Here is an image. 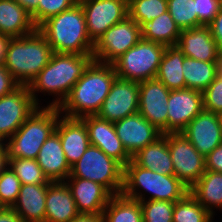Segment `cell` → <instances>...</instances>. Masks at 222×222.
Segmentation results:
<instances>
[{"instance_id": "6da1fadb", "label": "cell", "mask_w": 222, "mask_h": 222, "mask_svg": "<svg viewBox=\"0 0 222 222\" xmlns=\"http://www.w3.org/2000/svg\"><path fill=\"white\" fill-rule=\"evenodd\" d=\"M116 76L112 64L93 60L59 106L60 114L68 118L97 115Z\"/></svg>"}, {"instance_id": "7a4b0ae2", "label": "cell", "mask_w": 222, "mask_h": 222, "mask_svg": "<svg viewBox=\"0 0 222 222\" xmlns=\"http://www.w3.org/2000/svg\"><path fill=\"white\" fill-rule=\"evenodd\" d=\"M93 60L92 55L53 52L48 64L28 85L34 102L40 106L36 93H48L57 98L47 106L59 107Z\"/></svg>"}, {"instance_id": "3957f363", "label": "cell", "mask_w": 222, "mask_h": 222, "mask_svg": "<svg viewBox=\"0 0 222 222\" xmlns=\"http://www.w3.org/2000/svg\"><path fill=\"white\" fill-rule=\"evenodd\" d=\"M37 30L47 39L53 52L93 54L94 42L88 36L84 10L79 2L44 21Z\"/></svg>"}, {"instance_id": "277c9868", "label": "cell", "mask_w": 222, "mask_h": 222, "mask_svg": "<svg viewBox=\"0 0 222 222\" xmlns=\"http://www.w3.org/2000/svg\"><path fill=\"white\" fill-rule=\"evenodd\" d=\"M53 50L38 31L9 40L3 65L20 85H29L48 64Z\"/></svg>"}, {"instance_id": "5b68a950", "label": "cell", "mask_w": 222, "mask_h": 222, "mask_svg": "<svg viewBox=\"0 0 222 222\" xmlns=\"http://www.w3.org/2000/svg\"><path fill=\"white\" fill-rule=\"evenodd\" d=\"M59 107L38 106L19 129L4 141L6 160L36 159L44 142L55 132Z\"/></svg>"}, {"instance_id": "8992f818", "label": "cell", "mask_w": 222, "mask_h": 222, "mask_svg": "<svg viewBox=\"0 0 222 222\" xmlns=\"http://www.w3.org/2000/svg\"><path fill=\"white\" fill-rule=\"evenodd\" d=\"M151 196L147 200L176 202L188 193L186 187L175 175H162L152 170L136 165L132 160L124 167L123 188L121 194L125 197L145 201V193Z\"/></svg>"}, {"instance_id": "52a82bcc", "label": "cell", "mask_w": 222, "mask_h": 222, "mask_svg": "<svg viewBox=\"0 0 222 222\" xmlns=\"http://www.w3.org/2000/svg\"><path fill=\"white\" fill-rule=\"evenodd\" d=\"M124 167L106 155L100 148L90 145L83 156L71 166L68 177L91 180L105 186L113 195L121 194Z\"/></svg>"}, {"instance_id": "ba28073f", "label": "cell", "mask_w": 222, "mask_h": 222, "mask_svg": "<svg viewBox=\"0 0 222 222\" xmlns=\"http://www.w3.org/2000/svg\"><path fill=\"white\" fill-rule=\"evenodd\" d=\"M165 49L162 44L141 38L112 63L117 77L136 82L155 79Z\"/></svg>"}, {"instance_id": "9c48e42d", "label": "cell", "mask_w": 222, "mask_h": 222, "mask_svg": "<svg viewBox=\"0 0 222 222\" xmlns=\"http://www.w3.org/2000/svg\"><path fill=\"white\" fill-rule=\"evenodd\" d=\"M141 38L139 24L128 16L96 40L92 56L95 61L112 64Z\"/></svg>"}, {"instance_id": "30bf717a", "label": "cell", "mask_w": 222, "mask_h": 222, "mask_svg": "<svg viewBox=\"0 0 222 222\" xmlns=\"http://www.w3.org/2000/svg\"><path fill=\"white\" fill-rule=\"evenodd\" d=\"M174 175L189 189L206 172L205 157L181 133H167Z\"/></svg>"}, {"instance_id": "8fae6325", "label": "cell", "mask_w": 222, "mask_h": 222, "mask_svg": "<svg viewBox=\"0 0 222 222\" xmlns=\"http://www.w3.org/2000/svg\"><path fill=\"white\" fill-rule=\"evenodd\" d=\"M85 18L87 33L95 43L111 26L128 16V0H78Z\"/></svg>"}, {"instance_id": "7c38bea8", "label": "cell", "mask_w": 222, "mask_h": 222, "mask_svg": "<svg viewBox=\"0 0 222 222\" xmlns=\"http://www.w3.org/2000/svg\"><path fill=\"white\" fill-rule=\"evenodd\" d=\"M38 108L27 85L0 98V141L10 138Z\"/></svg>"}, {"instance_id": "4fadbf2b", "label": "cell", "mask_w": 222, "mask_h": 222, "mask_svg": "<svg viewBox=\"0 0 222 222\" xmlns=\"http://www.w3.org/2000/svg\"><path fill=\"white\" fill-rule=\"evenodd\" d=\"M139 82L116 76L97 115L109 122L138 113Z\"/></svg>"}, {"instance_id": "5bb4252c", "label": "cell", "mask_w": 222, "mask_h": 222, "mask_svg": "<svg viewBox=\"0 0 222 222\" xmlns=\"http://www.w3.org/2000/svg\"><path fill=\"white\" fill-rule=\"evenodd\" d=\"M170 90L158 79L139 82L138 112L162 134L167 133Z\"/></svg>"}, {"instance_id": "9a60e30c", "label": "cell", "mask_w": 222, "mask_h": 222, "mask_svg": "<svg viewBox=\"0 0 222 222\" xmlns=\"http://www.w3.org/2000/svg\"><path fill=\"white\" fill-rule=\"evenodd\" d=\"M181 134L206 157L222 143V116L203 109Z\"/></svg>"}, {"instance_id": "2e32d148", "label": "cell", "mask_w": 222, "mask_h": 222, "mask_svg": "<svg viewBox=\"0 0 222 222\" xmlns=\"http://www.w3.org/2000/svg\"><path fill=\"white\" fill-rule=\"evenodd\" d=\"M203 110V92L185 88L170 90L167 133H181Z\"/></svg>"}, {"instance_id": "e0dca14e", "label": "cell", "mask_w": 222, "mask_h": 222, "mask_svg": "<svg viewBox=\"0 0 222 222\" xmlns=\"http://www.w3.org/2000/svg\"><path fill=\"white\" fill-rule=\"evenodd\" d=\"M86 125L90 145L100 148L106 155L125 167L132 157L118 138L114 123L98 115H87L80 118Z\"/></svg>"}, {"instance_id": "ac0fdd59", "label": "cell", "mask_w": 222, "mask_h": 222, "mask_svg": "<svg viewBox=\"0 0 222 222\" xmlns=\"http://www.w3.org/2000/svg\"><path fill=\"white\" fill-rule=\"evenodd\" d=\"M114 128L131 157L162 135V132L139 112L114 122Z\"/></svg>"}, {"instance_id": "d6986e66", "label": "cell", "mask_w": 222, "mask_h": 222, "mask_svg": "<svg viewBox=\"0 0 222 222\" xmlns=\"http://www.w3.org/2000/svg\"><path fill=\"white\" fill-rule=\"evenodd\" d=\"M176 45L185 57L204 62H222V53L208 26L182 30Z\"/></svg>"}, {"instance_id": "ffe728a7", "label": "cell", "mask_w": 222, "mask_h": 222, "mask_svg": "<svg viewBox=\"0 0 222 222\" xmlns=\"http://www.w3.org/2000/svg\"><path fill=\"white\" fill-rule=\"evenodd\" d=\"M70 188L79 214H101L113 194L102 184L77 177H68Z\"/></svg>"}, {"instance_id": "44dd1931", "label": "cell", "mask_w": 222, "mask_h": 222, "mask_svg": "<svg viewBox=\"0 0 222 222\" xmlns=\"http://www.w3.org/2000/svg\"><path fill=\"white\" fill-rule=\"evenodd\" d=\"M55 132L59 135L67 162L72 166L90 146L86 125L80 118H68L61 115Z\"/></svg>"}, {"instance_id": "7402d4cb", "label": "cell", "mask_w": 222, "mask_h": 222, "mask_svg": "<svg viewBox=\"0 0 222 222\" xmlns=\"http://www.w3.org/2000/svg\"><path fill=\"white\" fill-rule=\"evenodd\" d=\"M36 160L50 182H64L71 173V166L56 132L44 142Z\"/></svg>"}, {"instance_id": "603a6c76", "label": "cell", "mask_w": 222, "mask_h": 222, "mask_svg": "<svg viewBox=\"0 0 222 222\" xmlns=\"http://www.w3.org/2000/svg\"><path fill=\"white\" fill-rule=\"evenodd\" d=\"M45 222H70L79 213L66 182H51L47 187Z\"/></svg>"}, {"instance_id": "cb8c5ba5", "label": "cell", "mask_w": 222, "mask_h": 222, "mask_svg": "<svg viewBox=\"0 0 222 222\" xmlns=\"http://www.w3.org/2000/svg\"><path fill=\"white\" fill-rule=\"evenodd\" d=\"M49 184L21 185L17 201L12 209L23 222H45V202Z\"/></svg>"}, {"instance_id": "d4e9b609", "label": "cell", "mask_w": 222, "mask_h": 222, "mask_svg": "<svg viewBox=\"0 0 222 222\" xmlns=\"http://www.w3.org/2000/svg\"><path fill=\"white\" fill-rule=\"evenodd\" d=\"M36 30L31 14L23 7L14 0H0V34L15 38Z\"/></svg>"}, {"instance_id": "484cf974", "label": "cell", "mask_w": 222, "mask_h": 222, "mask_svg": "<svg viewBox=\"0 0 222 222\" xmlns=\"http://www.w3.org/2000/svg\"><path fill=\"white\" fill-rule=\"evenodd\" d=\"M132 161L143 168L162 175H174L171 154L168 149L167 133L132 156Z\"/></svg>"}, {"instance_id": "4316f807", "label": "cell", "mask_w": 222, "mask_h": 222, "mask_svg": "<svg viewBox=\"0 0 222 222\" xmlns=\"http://www.w3.org/2000/svg\"><path fill=\"white\" fill-rule=\"evenodd\" d=\"M189 192L214 216L213 210H222V173L206 170Z\"/></svg>"}, {"instance_id": "83f0119b", "label": "cell", "mask_w": 222, "mask_h": 222, "mask_svg": "<svg viewBox=\"0 0 222 222\" xmlns=\"http://www.w3.org/2000/svg\"><path fill=\"white\" fill-rule=\"evenodd\" d=\"M139 26L143 39L164 46L176 45L182 31L168 11L149 22H140Z\"/></svg>"}, {"instance_id": "f1b7e54d", "label": "cell", "mask_w": 222, "mask_h": 222, "mask_svg": "<svg viewBox=\"0 0 222 222\" xmlns=\"http://www.w3.org/2000/svg\"><path fill=\"white\" fill-rule=\"evenodd\" d=\"M185 55L177 45L166 46L156 79L161 81L169 90L185 89L182 66Z\"/></svg>"}, {"instance_id": "f546056e", "label": "cell", "mask_w": 222, "mask_h": 222, "mask_svg": "<svg viewBox=\"0 0 222 222\" xmlns=\"http://www.w3.org/2000/svg\"><path fill=\"white\" fill-rule=\"evenodd\" d=\"M222 62H204L184 57L182 71L185 88L203 92L220 72Z\"/></svg>"}, {"instance_id": "4dcf8cb0", "label": "cell", "mask_w": 222, "mask_h": 222, "mask_svg": "<svg viewBox=\"0 0 222 222\" xmlns=\"http://www.w3.org/2000/svg\"><path fill=\"white\" fill-rule=\"evenodd\" d=\"M103 217L104 222H143L140 202L122 194L112 196Z\"/></svg>"}, {"instance_id": "1f68e13d", "label": "cell", "mask_w": 222, "mask_h": 222, "mask_svg": "<svg viewBox=\"0 0 222 222\" xmlns=\"http://www.w3.org/2000/svg\"><path fill=\"white\" fill-rule=\"evenodd\" d=\"M213 217L190 192L174 204L173 222H213Z\"/></svg>"}, {"instance_id": "d6a6232c", "label": "cell", "mask_w": 222, "mask_h": 222, "mask_svg": "<svg viewBox=\"0 0 222 222\" xmlns=\"http://www.w3.org/2000/svg\"><path fill=\"white\" fill-rule=\"evenodd\" d=\"M9 166L19 178L21 185L24 184H50L44 176L42 168L36 159L16 158L7 161Z\"/></svg>"}, {"instance_id": "836d02e7", "label": "cell", "mask_w": 222, "mask_h": 222, "mask_svg": "<svg viewBox=\"0 0 222 222\" xmlns=\"http://www.w3.org/2000/svg\"><path fill=\"white\" fill-rule=\"evenodd\" d=\"M167 12V0H128L129 17L137 24Z\"/></svg>"}, {"instance_id": "e575fe53", "label": "cell", "mask_w": 222, "mask_h": 222, "mask_svg": "<svg viewBox=\"0 0 222 222\" xmlns=\"http://www.w3.org/2000/svg\"><path fill=\"white\" fill-rule=\"evenodd\" d=\"M167 11L181 30L198 27L194 0H167Z\"/></svg>"}, {"instance_id": "d590c367", "label": "cell", "mask_w": 222, "mask_h": 222, "mask_svg": "<svg viewBox=\"0 0 222 222\" xmlns=\"http://www.w3.org/2000/svg\"><path fill=\"white\" fill-rule=\"evenodd\" d=\"M21 182L15 172L6 166L0 172V208H12L17 201Z\"/></svg>"}, {"instance_id": "8d00e7d4", "label": "cell", "mask_w": 222, "mask_h": 222, "mask_svg": "<svg viewBox=\"0 0 222 222\" xmlns=\"http://www.w3.org/2000/svg\"><path fill=\"white\" fill-rule=\"evenodd\" d=\"M174 204L159 200L141 201L143 222H173Z\"/></svg>"}, {"instance_id": "74e56055", "label": "cell", "mask_w": 222, "mask_h": 222, "mask_svg": "<svg viewBox=\"0 0 222 222\" xmlns=\"http://www.w3.org/2000/svg\"><path fill=\"white\" fill-rule=\"evenodd\" d=\"M203 109L222 115V72L203 91Z\"/></svg>"}, {"instance_id": "f35d334b", "label": "cell", "mask_w": 222, "mask_h": 222, "mask_svg": "<svg viewBox=\"0 0 222 222\" xmlns=\"http://www.w3.org/2000/svg\"><path fill=\"white\" fill-rule=\"evenodd\" d=\"M78 0H39L38 27L49 18L70 9Z\"/></svg>"}, {"instance_id": "ab89813d", "label": "cell", "mask_w": 222, "mask_h": 222, "mask_svg": "<svg viewBox=\"0 0 222 222\" xmlns=\"http://www.w3.org/2000/svg\"><path fill=\"white\" fill-rule=\"evenodd\" d=\"M196 3V14L198 16V27L208 26L219 13L222 0H194Z\"/></svg>"}, {"instance_id": "60d3db41", "label": "cell", "mask_w": 222, "mask_h": 222, "mask_svg": "<svg viewBox=\"0 0 222 222\" xmlns=\"http://www.w3.org/2000/svg\"><path fill=\"white\" fill-rule=\"evenodd\" d=\"M20 84L11 76L9 71L0 64V98L17 89Z\"/></svg>"}, {"instance_id": "b9f144b4", "label": "cell", "mask_w": 222, "mask_h": 222, "mask_svg": "<svg viewBox=\"0 0 222 222\" xmlns=\"http://www.w3.org/2000/svg\"><path fill=\"white\" fill-rule=\"evenodd\" d=\"M206 170L222 173V143L205 157Z\"/></svg>"}, {"instance_id": "7bdbcfd3", "label": "cell", "mask_w": 222, "mask_h": 222, "mask_svg": "<svg viewBox=\"0 0 222 222\" xmlns=\"http://www.w3.org/2000/svg\"><path fill=\"white\" fill-rule=\"evenodd\" d=\"M208 27L210 28L211 34L216 41L220 52L222 53V7Z\"/></svg>"}, {"instance_id": "ee69618b", "label": "cell", "mask_w": 222, "mask_h": 222, "mask_svg": "<svg viewBox=\"0 0 222 222\" xmlns=\"http://www.w3.org/2000/svg\"><path fill=\"white\" fill-rule=\"evenodd\" d=\"M21 7H23L28 13L31 14L32 19L36 27L38 28V5L39 0H14Z\"/></svg>"}, {"instance_id": "f6af8a7d", "label": "cell", "mask_w": 222, "mask_h": 222, "mask_svg": "<svg viewBox=\"0 0 222 222\" xmlns=\"http://www.w3.org/2000/svg\"><path fill=\"white\" fill-rule=\"evenodd\" d=\"M0 222H23L12 208H0Z\"/></svg>"}, {"instance_id": "bcb514c9", "label": "cell", "mask_w": 222, "mask_h": 222, "mask_svg": "<svg viewBox=\"0 0 222 222\" xmlns=\"http://www.w3.org/2000/svg\"><path fill=\"white\" fill-rule=\"evenodd\" d=\"M70 222H104L103 213L101 214H78Z\"/></svg>"}, {"instance_id": "7dc6e473", "label": "cell", "mask_w": 222, "mask_h": 222, "mask_svg": "<svg viewBox=\"0 0 222 222\" xmlns=\"http://www.w3.org/2000/svg\"><path fill=\"white\" fill-rule=\"evenodd\" d=\"M10 36L0 34V64H3Z\"/></svg>"}, {"instance_id": "c3c4849f", "label": "cell", "mask_w": 222, "mask_h": 222, "mask_svg": "<svg viewBox=\"0 0 222 222\" xmlns=\"http://www.w3.org/2000/svg\"><path fill=\"white\" fill-rule=\"evenodd\" d=\"M7 166L4 143L0 141V172Z\"/></svg>"}]
</instances>
